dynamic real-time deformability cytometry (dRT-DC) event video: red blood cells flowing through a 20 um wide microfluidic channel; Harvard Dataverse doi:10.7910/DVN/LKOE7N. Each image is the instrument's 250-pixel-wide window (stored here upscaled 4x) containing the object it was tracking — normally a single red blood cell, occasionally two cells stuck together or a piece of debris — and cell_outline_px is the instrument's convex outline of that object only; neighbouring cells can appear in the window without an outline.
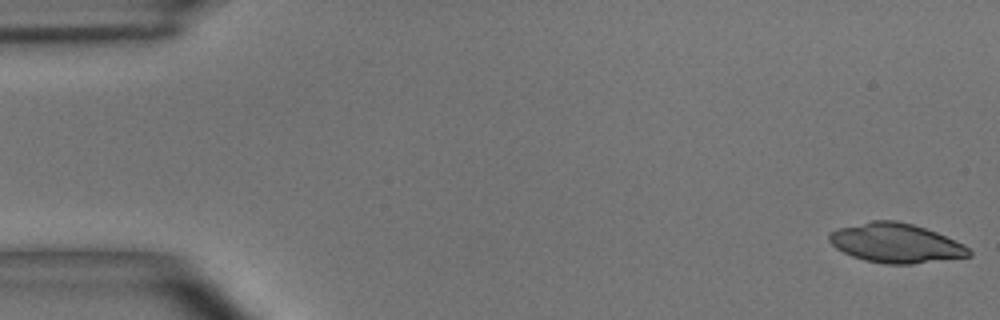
{"species": "common noctule bat (a hibernating species)", "species_latin": "Nyctalus noctula", "temperature_condition": "room temperature", "stored_images_in_passage": 54, "camera_frame_rate_fps": 3000, "um_per_image_px": 0.085, "animal": {"sex": "male", "body_mass_g": 15.6}, "frame": {"image": 1, "passage_image": 1, "time_ms": 0.0, "image_size_px": [1000, 320], "cell_outline_px": [[972, 256], [912, 264], [884, 264], [864, 260], [852, 256], [836, 248], [828, 240], [828, 236], [832, 232], [840, 228], [872, 220], [896, 220], [912, 224], [936, 232], [964, 244], [972, 252]], "centroid_in_image_um": [76.16, 20.67], "position_along_channel_um": 8.8, "area_um2": 31.91}}